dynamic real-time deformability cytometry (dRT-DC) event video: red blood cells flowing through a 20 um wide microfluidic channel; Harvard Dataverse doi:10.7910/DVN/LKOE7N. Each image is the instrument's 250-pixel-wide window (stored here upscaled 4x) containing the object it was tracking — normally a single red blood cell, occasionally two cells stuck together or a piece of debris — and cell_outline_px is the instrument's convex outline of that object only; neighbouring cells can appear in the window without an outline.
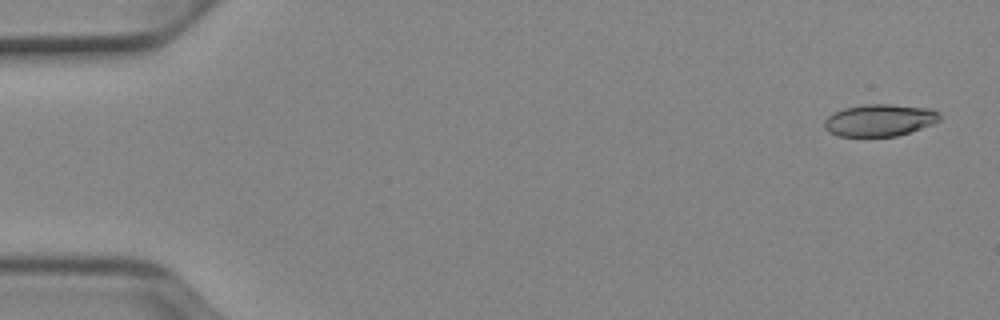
{"species": "Egyptian fruit bat (a non-hibernating species)", "species_latin": "Rousettus aegyptiacus", "temperature_condition": "cold", "stored_images_in_passage": 51, "camera_frame_rate_fps": 3000, "um_per_image_px": 0.085, "animal": {"sex": "female"}, "frame": {"image": 1, "passage_image": 2, "time_ms": 0.333, "image_size_px": [1000, 320], "cell_outline_px": [[940, 120], [932, 124], [896, 136], [840, 136], [828, 132], [824, 128], [824, 120], [832, 112], [844, 108], [868, 104], [888, 104], [932, 108], [940, 116]], "centroid_in_image_um": [74.73, 10.21], "position_along_channel_um": 10.3, "area_um2": 21.44}}
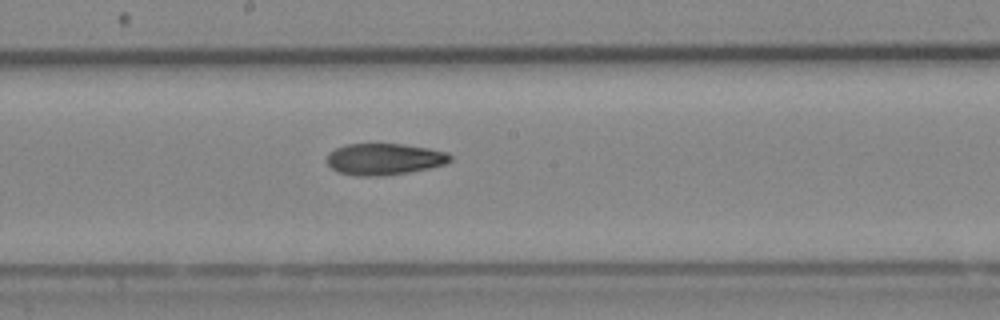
{"frame": {"image": 2, "passage_image": 28, "time_ms": 9.0, "image_size_px": [1000, 320], "cell_outline_px": [[452, 160], [448, 164], [408, 172], [384, 176], [356, 176], [336, 172], [328, 164], [328, 152], [336, 148], [348, 144], [404, 144], [428, 148], [448, 152], [452, 156]], "centroid_in_image_um": [32.69, 13.53], "position_along_channel_um": 215.5, "area_um2": 22.83}}
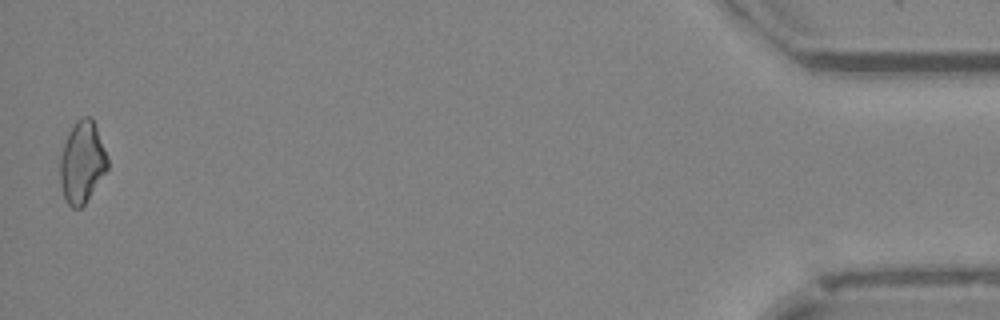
{"frame": {"image": 3, "passage_image": 51, "time_ms": 16.667, "image_size_px": [1000, 320], "cell_outline_px": [[108, 168], [84, 204], [80, 208], [72, 208], [64, 200], [60, 184], [60, 156], [68, 132], [76, 120], [84, 116], [88, 116], [92, 120], [96, 128], [108, 156]], "centroid_in_image_um": [6.96, 13.8], "position_along_channel_um": 428.2, "area_um2": 22.48}, "authors_computed_cell_mechanics": {"area_um2": 22.542, "velocity_mm_per_s": 3.9302, "shape_relaxation_time_tau1_ms": null, "shape_relaxation_time_tau2_ms": 7.752, "deformation_change_tau1": null, "deformation_change_tau2": 0.1636}}